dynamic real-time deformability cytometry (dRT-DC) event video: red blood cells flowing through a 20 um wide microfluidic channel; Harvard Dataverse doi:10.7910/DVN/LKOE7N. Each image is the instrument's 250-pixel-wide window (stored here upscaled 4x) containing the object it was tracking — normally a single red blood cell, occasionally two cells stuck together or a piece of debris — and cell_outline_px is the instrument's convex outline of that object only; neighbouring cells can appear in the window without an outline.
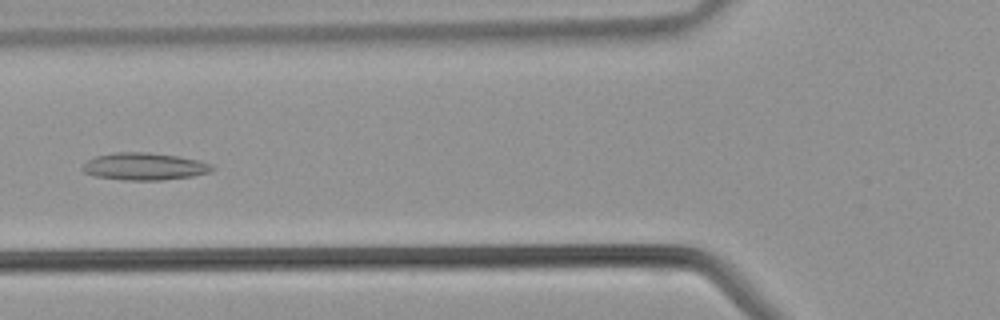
{"species": "common noctule bat (a hibernating species)", "species_latin": "Nyctalus noctula", "temperature_condition": "warm", "stored_images_in_passage": 36, "camera_frame_rate_fps": 3000, "um_per_image_px": 0.085, "animal": {"sex": "male", "body_mass_g": 21.5, "forearm_length_mm": 52.0}, "frame": {"image": 1, "passage_image": 15, "time_ms": 4.667, "image_size_px": [1000, 320], "cell_outline_px": [[216, 168], [212, 172], [192, 176], [160, 180], [124, 180], [92, 176], [84, 172], [80, 168], [88, 160], [96, 156], [112, 152], [148, 152], [180, 156], [200, 160], [212, 164]], "centroid_in_image_um": [12.29, 14.14], "position_along_channel_um": 113.5, "area_um2": 20.92}}
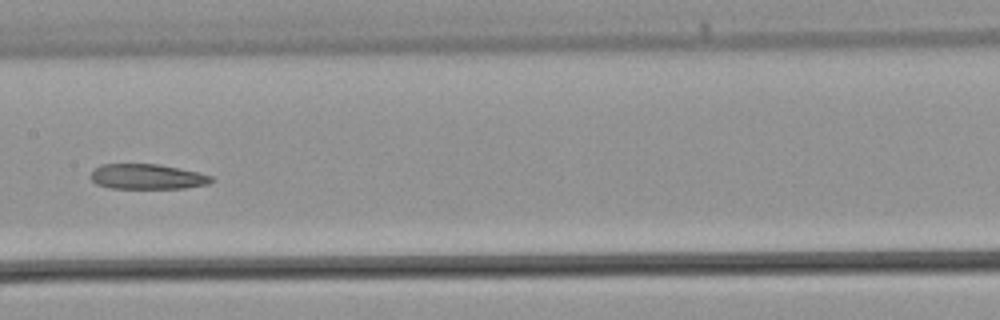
{"frame": {"image": 2, "passage_image": 20, "time_ms": 6.333, "image_size_px": [1000, 320], "cell_outline_px": [[216, 180], [208, 184], [184, 188], [108, 188], [96, 184], [92, 180], [92, 172], [100, 164], [156, 164], [200, 172], [212, 176]], "centroid_in_image_um": [12.55, 15.02], "position_along_channel_um": 194.8, "area_um2": 17.69}}
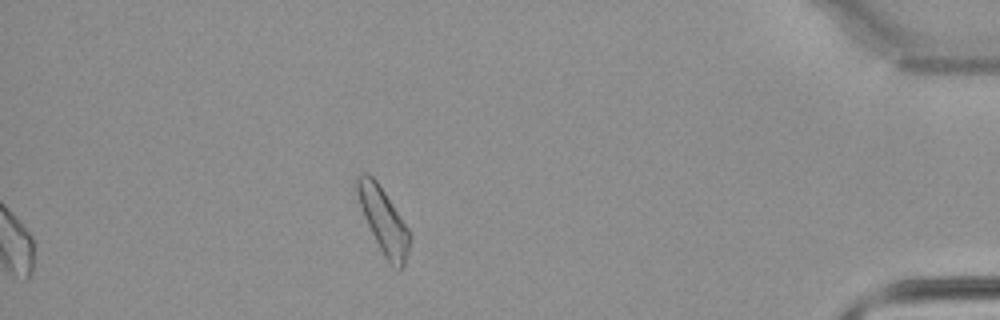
{"frame": {"image": 3, "passage_image": 36, "time_ms": 11.667, "image_size_px": [1000, 320], "cell_outline_px": [[412, 236], [408, 252], [404, 264], [400, 272], [388, 264], [364, 216], [360, 204], [356, 188], [356, 176], [364, 172], [368, 172], [376, 180], [408, 228]], "centroid_in_image_um": [32.61, 18.79], "position_along_channel_um": 402.6, "area_um2": 19.77}}